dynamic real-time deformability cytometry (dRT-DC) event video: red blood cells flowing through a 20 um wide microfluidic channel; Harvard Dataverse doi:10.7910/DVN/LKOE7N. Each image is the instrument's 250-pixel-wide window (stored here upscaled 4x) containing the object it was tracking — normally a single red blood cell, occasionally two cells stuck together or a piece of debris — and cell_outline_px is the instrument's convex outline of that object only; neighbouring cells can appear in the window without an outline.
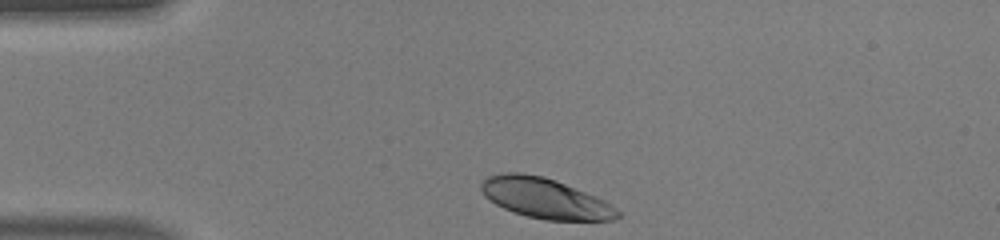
{"species": "human", "species_latin": "Homo sapiens", "temperature_condition": "warm", "stored_images_in_passage": 30, "camera_frame_rate_fps": 3000, "um_per_image_px": 0.085, "donor": {"sex": "male"}, "frame": {"image": 1, "passage_image": 1, "time_ms": 0.0, "image_size_px": [1000, 240], "cell_outline_px": [[620, 216], [612, 220], [544, 220], [512, 212], [496, 204], [484, 196], [480, 188], [480, 184], [488, 176], [504, 172], [520, 172], [544, 176], [556, 180], [596, 196], [604, 200], [616, 208], [620, 212]], "centroid_in_image_um": [46.32, 16.84], "position_along_channel_um": 38.7, "area_um2": 32.02}}
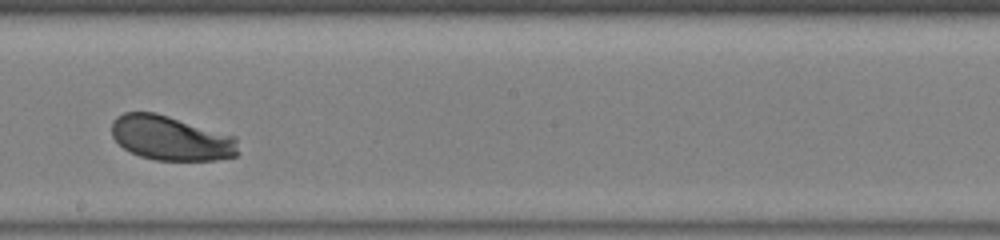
{"frame": {"image": 2, "passage_image": 18, "time_ms": 5.667, "image_size_px": [1000, 240], "cell_outline_px": [[240, 152], [236, 156], [216, 160], [156, 160], [140, 156], [124, 148], [112, 136], [112, 120], [116, 116], [124, 112], [156, 112], [236, 136]], "centroid_in_image_um": [14.56, 11.73], "position_along_channel_um": 233.6, "area_um2": 33.06}}
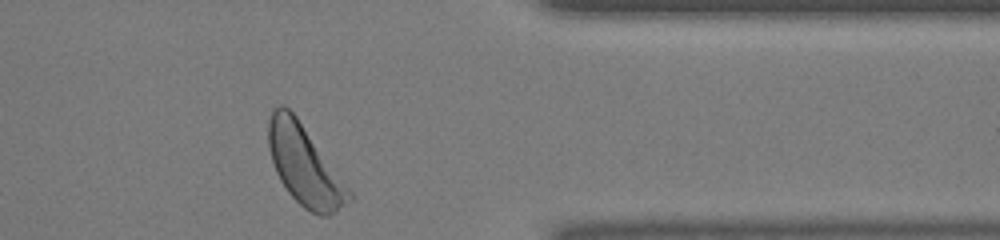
{"frame": {"image": 3, "passage_image": 30, "time_ms": 9.667, "image_size_px": [1000, 240], "cell_outline_px": [[356, 196], [352, 200], [328, 216], [320, 216], [304, 208], [288, 192], [280, 180], [276, 172], [268, 148], [268, 120], [272, 108], [280, 104], [284, 104], [296, 116]], "centroid_in_image_um": [25.89, 14.05], "position_along_channel_um": 385.5, "area_um2": 37.4}, "authors_computed_cell_mechanics": {"area_um2": 33.0616, "velocity_mm_per_s": 4.129, "shape_relaxation_time_tau1_ms": 1.3623, "shape_relaxation_time_tau2_ms": null, "deformation_change_tau1": 0.1131, "deformation_change_tau2": null}}